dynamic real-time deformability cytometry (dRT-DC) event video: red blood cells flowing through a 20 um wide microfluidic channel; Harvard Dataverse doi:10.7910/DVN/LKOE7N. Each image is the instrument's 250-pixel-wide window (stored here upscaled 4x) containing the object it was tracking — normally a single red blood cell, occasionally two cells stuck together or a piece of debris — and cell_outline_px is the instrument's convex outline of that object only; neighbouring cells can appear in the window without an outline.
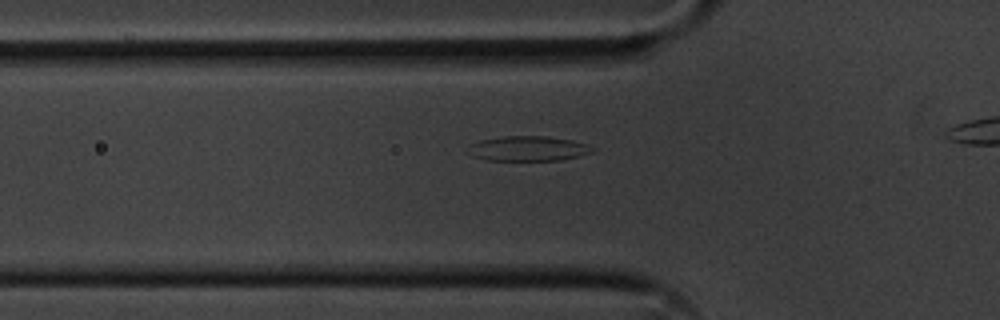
{"species": "common noctule bat (a hibernating species)", "species_latin": "Nyctalus noctula", "temperature_condition": "cold", "stored_images_in_passage": 29, "segment_of_instrument_passage": [1, 2], "camera_frame_rate_fps": 3000, "um_per_image_px": 0.085, "animal": {"sex": "male", "body_mass_g": 20.1, "forearm_length_mm": 53.5}, "frame": {"image": 1, "passage_image": 2, "time_ms": 0.333, "image_size_px": [1000, 320], "cell_outline_px": [[596, 148], [592, 152], [580, 156], [560, 160], [488, 160], [472, 156], [472, 144], [480, 140], [504, 136], [548, 136], [572, 140], [588, 144]], "centroid_in_image_um": [44.99, 12.62], "position_along_channel_um": 80.8, "area_um2": 17.86}}
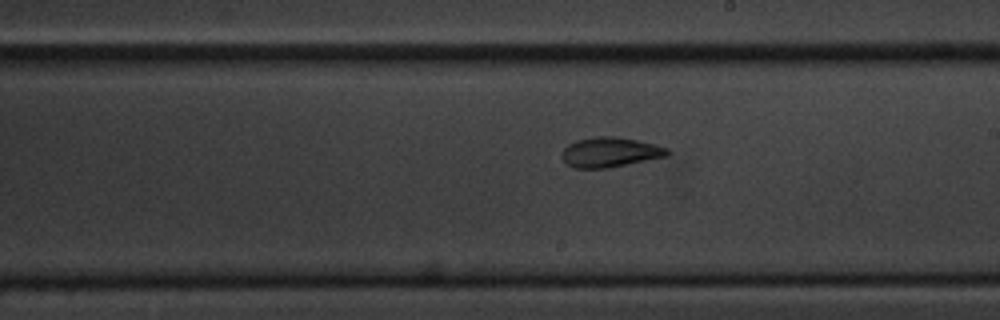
{"frame": {"image": 2, "passage_image": 15, "time_ms": 4.667, "image_size_px": [1000, 320], "cell_outline_px": [[672, 152], [668, 156], [608, 168], [576, 168], [568, 164], [560, 156], [564, 148], [568, 144], [576, 140], [592, 136], [616, 136], [636, 140], [668, 148]], "centroid_in_image_um": [51.85, 12.93], "position_along_channel_um": 237.1, "area_um2": 18.44}}
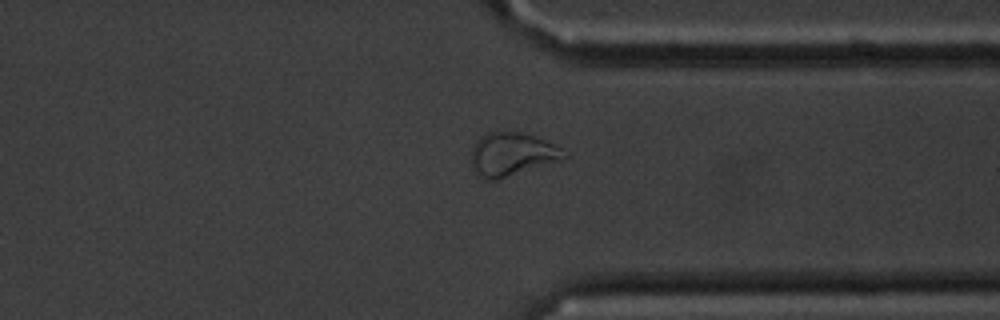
{"frame": {"image": 3, "passage_image": 26, "time_ms": 8.333, "image_size_px": [1000, 320], "cell_outline_px": [[568, 156], [564, 160], [496, 180], [488, 180], [480, 176], [472, 168], [472, 148], [476, 140], [480, 136], [488, 132], [504, 128], [508, 128], [536, 136], [564, 148], [568, 152]], "centroid_in_image_um": [43.56, 13.06], "position_along_channel_um": 367.8, "area_um2": 24.33}}